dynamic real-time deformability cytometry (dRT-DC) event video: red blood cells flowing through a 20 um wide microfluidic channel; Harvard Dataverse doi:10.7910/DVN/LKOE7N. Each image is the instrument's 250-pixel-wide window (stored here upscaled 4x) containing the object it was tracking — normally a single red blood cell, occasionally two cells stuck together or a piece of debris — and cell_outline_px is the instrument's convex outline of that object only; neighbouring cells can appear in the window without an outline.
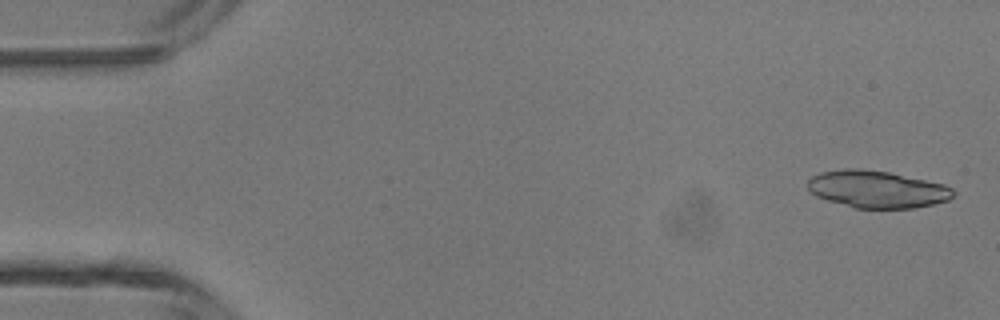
{"species": "common noctule bat (a hibernating species)", "species_latin": "Nyctalus noctula", "temperature_condition": "room temperature", "stored_images_in_passage": 45, "camera_frame_rate_fps": 3000, "um_per_image_px": 0.085, "animal": {"sex": "male", "body_mass_g": 13.3}, "frame": {"image": 1, "passage_image": 2, "time_ms": 0.333, "image_size_px": [1000, 320], "cell_outline_px": [[956, 196], [948, 200], [916, 208], [856, 208], [828, 200], [816, 196], [808, 188], [808, 180], [812, 176], [820, 172], [844, 168], [856, 168], [888, 172], [944, 184], [952, 188], [956, 192]], "centroid_in_image_um": [74.57, 16.08], "position_along_channel_um": 10.4, "area_um2": 31.5}}
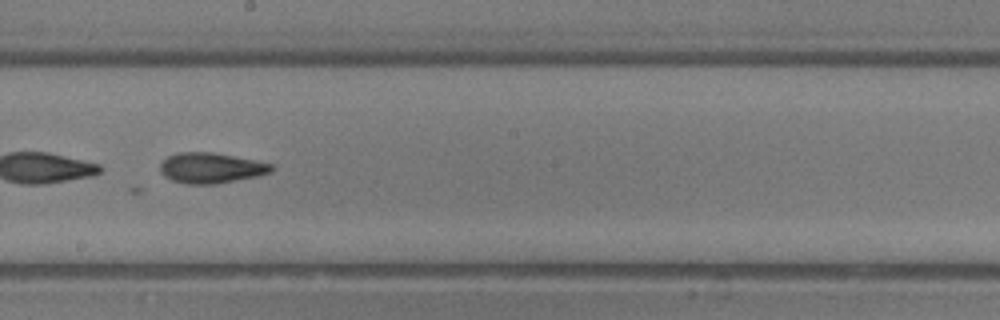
{"frame": {"image": 2, "passage_image": 26, "time_ms": 8.333, "image_size_px": [1000, 320], "cell_outline_px": [[276, 168], [272, 172], [256, 176], [216, 184], [184, 184], [172, 180], [164, 176], [160, 172], [160, 164], [168, 156], [176, 152], [212, 152], [256, 160], [272, 164]], "centroid_in_image_um": [17.93, 14.27], "position_along_channel_um": 230.3, "area_um2": 19.88}}
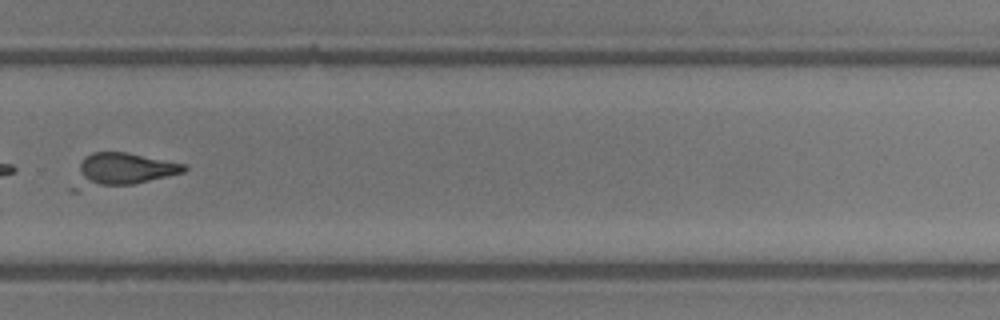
{"frame": {"image": 3, "passage_image": 32, "time_ms": 10.333, "image_size_px": [1000, 320], "cell_outline_px": [[188, 168], [184, 172], [132, 184], [80, 192], [68, 192], [68, 188], [84, 156], [92, 152], [128, 152], [188, 164]], "centroid_in_image_um": [10.24, 14.48], "position_along_channel_um": 319.6, "area_um2": 22.25}}